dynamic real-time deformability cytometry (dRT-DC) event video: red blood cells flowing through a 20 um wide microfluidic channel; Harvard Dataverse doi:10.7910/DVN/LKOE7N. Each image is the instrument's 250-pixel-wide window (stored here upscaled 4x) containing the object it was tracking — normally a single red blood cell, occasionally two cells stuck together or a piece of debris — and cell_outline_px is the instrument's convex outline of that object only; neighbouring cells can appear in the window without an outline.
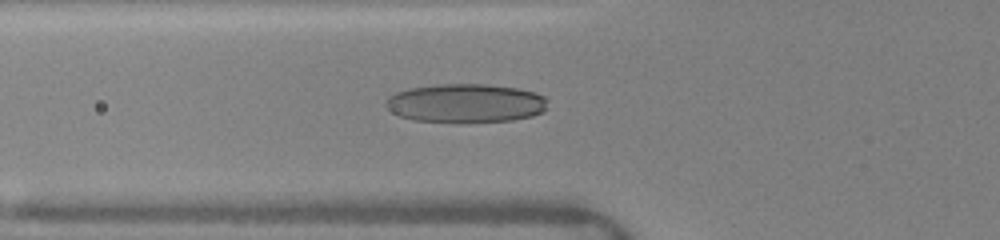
{"species": "human", "species_latin": "Homo sapiens", "temperature_condition": "warm", "stored_images_in_passage": 20, "camera_frame_rate_fps": 3000, "um_per_image_px": 0.085, "donor": {"sex": "female"}, "frame": {"image": 1, "passage_image": 15, "time_ms": 5.667, "image_size_px": [1000, 240], "cell_outline_px": [[548, 108], [544, 112], [532, 116], [512, 120], [456, 124], [412, 120], [400, 116], [392, 112], [384, 104], [396, 92], [408, 88], [436, 84], [484, 84], [516, 88], [536, 92], [544, 96], [548, 100]], "centroid_in_image_um": [39.62, 8.8], "position_along_channel_um": 86.2, "area_um2": 37.34}}